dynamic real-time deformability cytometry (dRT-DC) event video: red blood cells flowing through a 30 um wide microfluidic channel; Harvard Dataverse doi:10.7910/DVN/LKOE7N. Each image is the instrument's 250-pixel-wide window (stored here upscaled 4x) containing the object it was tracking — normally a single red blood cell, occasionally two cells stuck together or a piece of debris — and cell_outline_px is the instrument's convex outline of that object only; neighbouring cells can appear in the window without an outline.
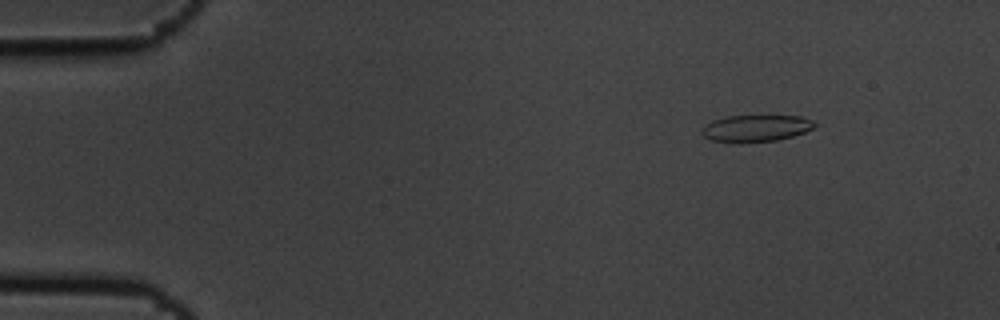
{"species": "common noctule bat (a hibernating species)", "species_latin": "Nyctalus noctula", "temperature_condition": "cold", "stored_images_in_passage": 10, "camera_frame_rate_fps": 3000, "um_per_image_px": 0.085, "animal": {"sex": "male", "body_mass_g": 19.5, "forearm_length_mm": 54.6}, "frame": {"image": 1, "passage_image": 2, "time_ms": 0.333, "image_size_px": [1000, 320], "cell_outline_px": [[816, 124], [812, 128], [804, 132], [792, 136], [776, 140], [740, 144], [736, 144], [712, 140], [704, 136], [700, 132], [712, 120], [728, 116], [800, 116], [812, 120]], "centroid_in_image_um": [64.22, 10.92], "position_along_channel_um": 20.8, "area_um2": 17.63}}
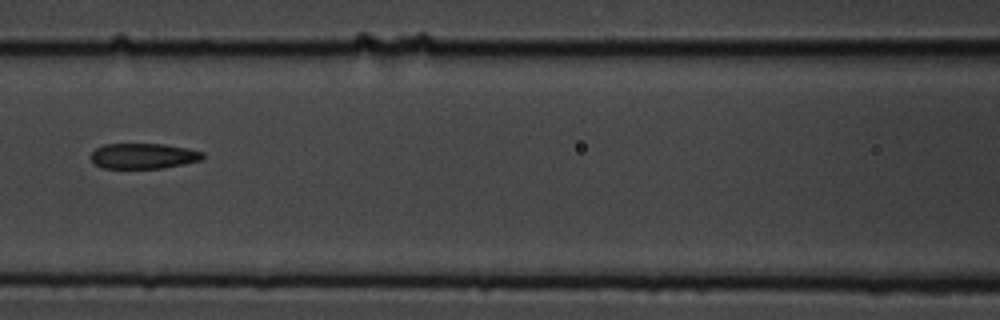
{"frame": {"image": 2, "passage_image": 7, "time_ms": 2.0, "image_size_px": [1000, 320], "cell_outline_px": [[204, 156], [200, 160], [184, 164], [160, 168], [104, 168], [96, 164], [88, 156], [96, 148], [104, 144], [164, 144], [188, 148], [204, 152]], "centroid_in_image_um": [12.18, 13.25], "position_along_channel_um": 154.4, "area_um2": 16.59}}
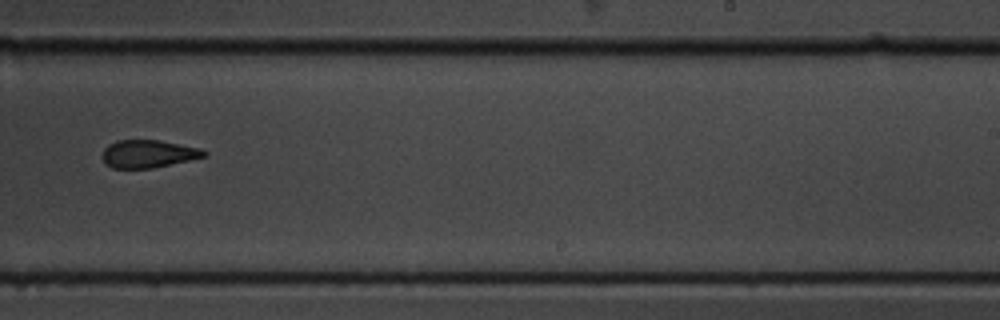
{"frame": {"image": 3, "passage_image": 10, "time_ms": 3.0, "image_size_px": [1000, 320], "cell_outline_px": [[208, 156], [152, 168], [112, 168], [104, 164], [100, 156], [104, 148], [108, 144], [116, 140], [156, 140], [200, 148], [208, 152]], "centroid_in_image_um": [12.55, 13.08], "position_along_channel_um": 276.5, "area_um2": 16.59}}